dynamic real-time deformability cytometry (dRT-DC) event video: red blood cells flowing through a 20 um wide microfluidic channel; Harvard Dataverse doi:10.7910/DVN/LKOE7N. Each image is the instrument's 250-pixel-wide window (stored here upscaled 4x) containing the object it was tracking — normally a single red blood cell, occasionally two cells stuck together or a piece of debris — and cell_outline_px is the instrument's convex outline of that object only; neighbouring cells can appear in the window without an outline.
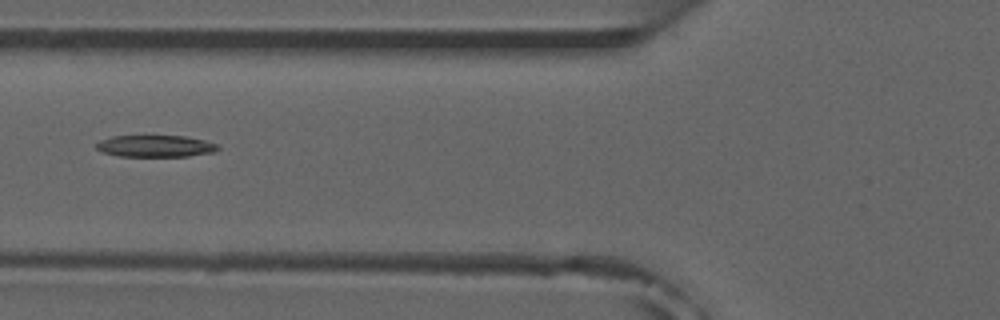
{"species": "common noctule bat (a hibernating species)", "species_latin": "Nyctalus noctula", "temperature_condition": "room temperature", "stored_images_in_passage": 7, "camera_frame_rate_fps": 3000, "um_per_image_px": 0.085, "animal": {"sex": "male", "forearm_length_mm": 52.5}, "frame": {"image": 1, "passage_image": 6, "time_ms": 6.667, "image_size_px": [1000, 320], "cell_outline_px": [[220, 148], [212, 152], [188, 156], [120, 156], [104, 152], [96, 148], [96, 144], [100, 140], [112, 136], [184, 136], [204, 140], [216, 144]], "centroid_in_image_um": [13.2, 12.41], "position_along_channel_um": 112.6, "area_um2": 15.2}}
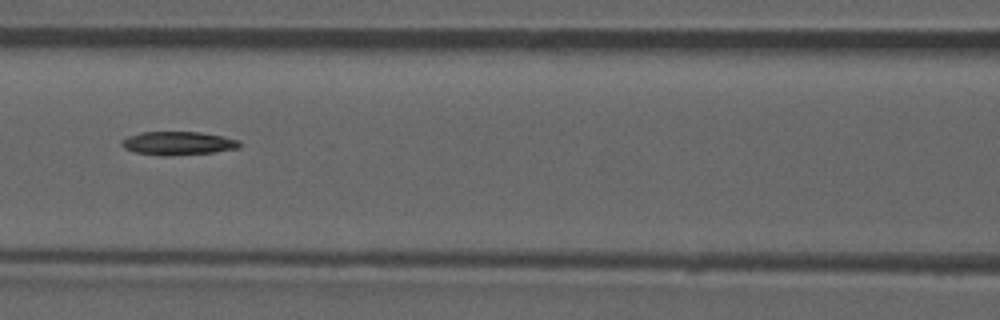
{"frame": {"image": 2, "passage_image": 7, "time_ms": 7.667, "image_size_px": [1000, 320], "cell_outline_px": [[240, 148], [212, 152], [172, 156], [160, 156], [136, 152], [124, 148], [120, 144], [120, 140], [128, 136], [140, 132], [200, 132], [224, 136], [240, 140]], "centroid_in_image_um": [15.12, 12.17], "position_along_channel_um": 151.5, "area_um2": 16.3}}